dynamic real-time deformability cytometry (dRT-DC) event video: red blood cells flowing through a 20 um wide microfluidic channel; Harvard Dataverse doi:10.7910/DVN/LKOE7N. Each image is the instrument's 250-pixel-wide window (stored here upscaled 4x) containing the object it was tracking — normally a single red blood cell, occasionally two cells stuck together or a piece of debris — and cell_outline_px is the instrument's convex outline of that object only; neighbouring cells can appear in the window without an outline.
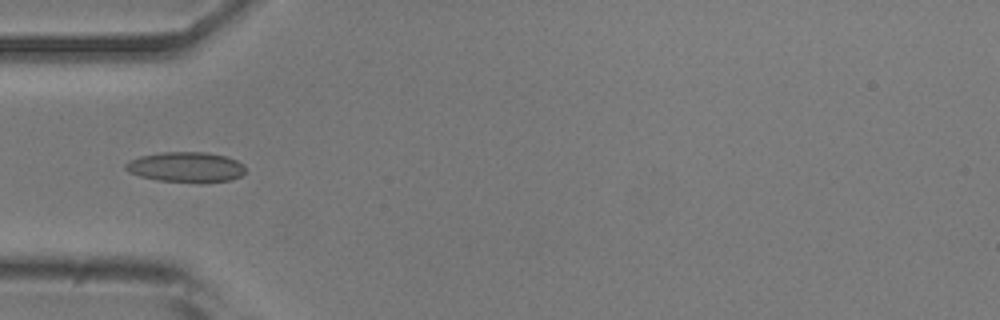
{"species": "common noctule bat (a hibernating species)", "species_latin": "Nyctalus noctula", "temperature_condition": "room temperature", "stored_images_in_passage": 1, "camera_frame_rate_fps": 3000, "um_per_image_px": 0.085, "animal": {"sex": "male", "body_mass_g": 20.5, "forearm_length_mm": 52.5}, "frame": {"image": 1, "passage_image": 1, "time_ms": 0.0, "image_size_px": [1000, 320], "cell_outline_px": [[244, 172], [240, 176], [228, 180], [200, 184], [156, 180], [140, 176], [128, 172], [124, 168], [124, 164], [128, 160], [140, 156], [160, 152], [208, 152], [224, 156], [236, 160], [244, 164]], "centroid_in_image_um": [15.77, 14.21], "position_along_channel_um": 69.2, "area_um2": 21.5}}